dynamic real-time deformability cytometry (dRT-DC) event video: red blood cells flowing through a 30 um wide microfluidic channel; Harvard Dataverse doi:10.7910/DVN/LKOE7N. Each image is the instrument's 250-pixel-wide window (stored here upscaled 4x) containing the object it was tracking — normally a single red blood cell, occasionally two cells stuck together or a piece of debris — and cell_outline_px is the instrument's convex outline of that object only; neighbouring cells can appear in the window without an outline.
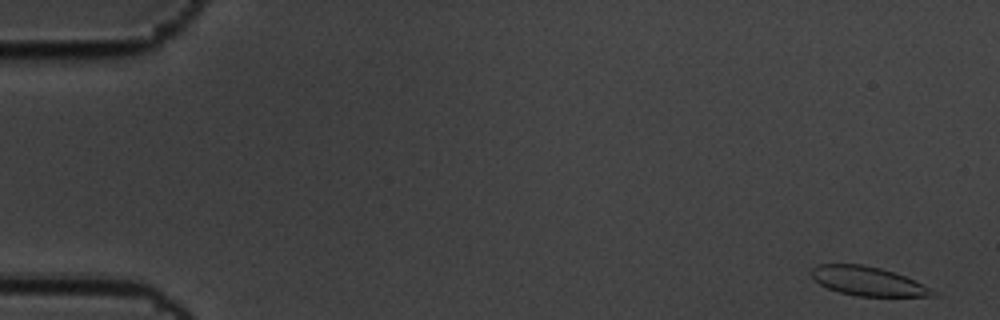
{"species": "common noctule bat (a hibernating species)", "species_latin": "Nyctalus noctula", "temperature_condition": "cold", "stored_images_in_passage": 10, "camera_frame_rate_fps": 3000, "um_per_image_px": 0.085, "animal": {"sex": "male", "body_mass_g": 19.5, "forearm_length_mm": 54.6}, "frame": {"image": 1, "passage_image": 1, "time_ms": 0.0, "image_size_px": [1000, 320], "cell_outline_px": [[940, 296], [856, 296], [840, 292], [828, 288], [812, 280], [808, 272], [816, 264], [864, 264], [880, 268], [916, 280], [936, 292]], "centroid_in_image_um": [73.71, 23.89], "position_along_channel_um": 11.3, "area_um2": 20.69}}
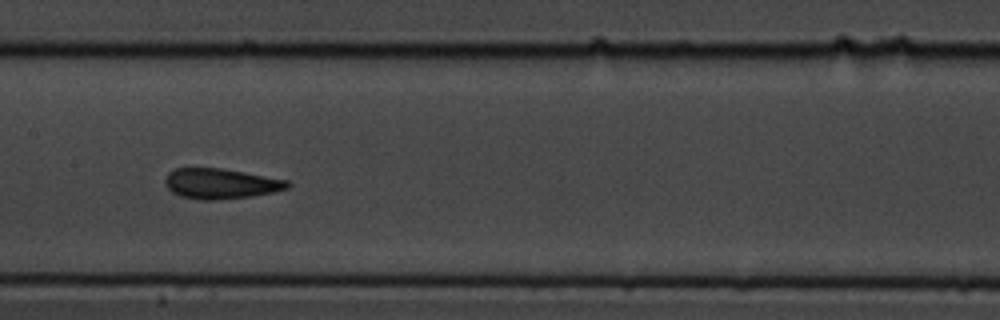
{"frame": {"image": 2, "passage_image": 9, "time_ms": 2.667, "image_size_px": [1000, 320], "cell_outline_px": [[292, 184], [288, 188], [272, 192], [252, 196], [216, 200], [200, 200], [180, 196], [172, 192], [164, 184], [164, 180], [168, 172], [176, 168], [220, 168], [244, 172], [288, 180]], "centroid_in_image_um": [18.74, 15.61], "position_along_channel_um": 188.7, "area_um2": 21.68}}
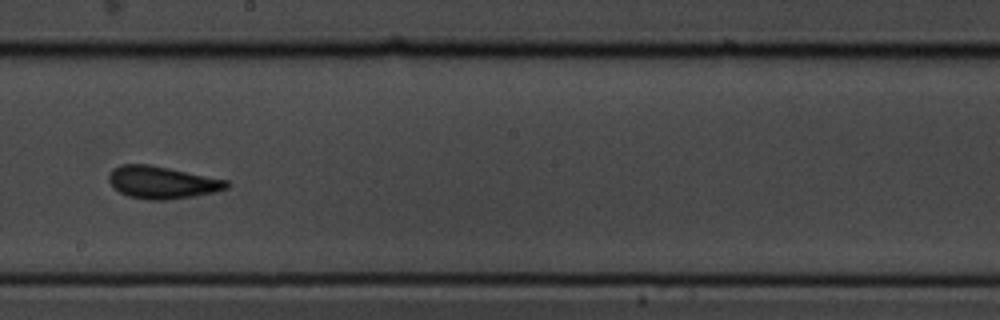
{"frame": {"image": 3, "passage_image": 10, "time_ms": 3.0, "image_size_px": [1000, 320], "cell_outline_px": [[232, 184], [228, 188], [216, 192], [196, 196], [168, 200], [148, 200], [128, 196], [120, 192], [108, 180], [108, 172], [112, 168], [120, 164], [148, 164], [228, 180]], "centroid_in_image_um": [13.8, 15.51], "position_along_channel_um": 234.4, "area_um2": 22.43}}